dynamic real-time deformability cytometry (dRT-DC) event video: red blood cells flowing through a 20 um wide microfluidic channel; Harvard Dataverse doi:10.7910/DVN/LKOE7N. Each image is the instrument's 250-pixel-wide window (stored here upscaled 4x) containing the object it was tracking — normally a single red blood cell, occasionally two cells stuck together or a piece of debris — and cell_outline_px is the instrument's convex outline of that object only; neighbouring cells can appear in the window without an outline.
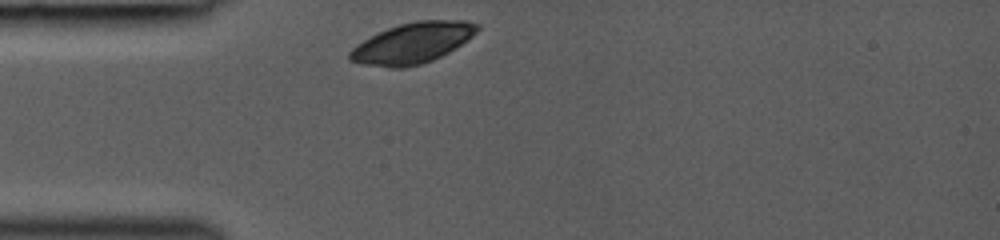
{"species": "common noctule bat (a hibernating species)", "species_latin": "Nyctalus noctula", "temperature_condition": "room temperature", "stored_images_in_passage": 28, "camera_frame_rate_fps": 3000, "um_per_image_px": 0.085, "animal": {"sex": "female", "body_mass_g": 19.0, "forearm_length_mm": 53.3}, "frame": {"image": 1, "passage_image": 1, "time_ms": 0.0, "image_size_px": [1000, 240], "cell_outline_px": [[480, 28], [472, 36], [448, 52], [432, 60], [420, 64], [404, 68], [388, 68], [364, 64], [348, 60], [348, 52], [356, 44], [388, 28], [400, 24], [420, 20], [464, 20], [480, 24]], "centroid_in_image_um": [35.05, 3.66], "position_along_channel_um": 50.0, "area_um2": 30.0}}
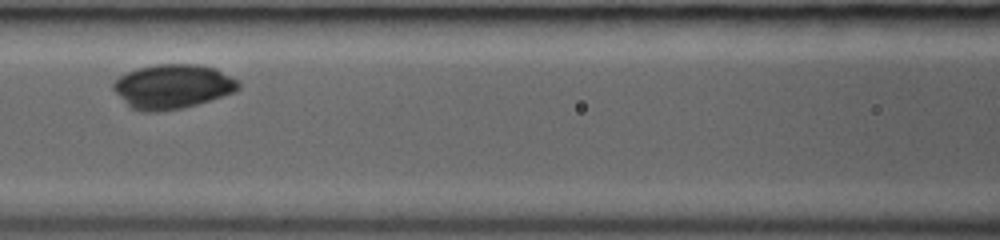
{"frame": {"image": 2, "passage_image": 9, "time_ms": 2.667, "image_size_px": [1000, 240], "cell_outline_px": [[240, 88], [232, 92], [184, 108], [160, 112], [144, 112], [132, 108], [112, 88], [112, 84], [120, 76], [128, 72], [140, 68], [160, 64], [196, 64], [216, 68], [236, 80], [240, 84]], "centroid_in_image_um": [14.66, 7.35], "position_along_channel_um": 151.9, "area_um2": 31.85}}
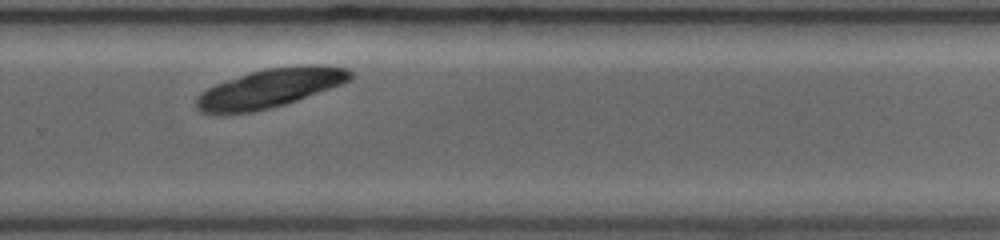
{"frame": {"image": 3, "passage_image": 20, "time_ms": 6.333, "image_size_px": [1000, 240], "cell_outline_px": [[352, 76], [348, 80], [340, 84], [296, 100], [284, 104], [252, 112], [200, 112], [196, 108], [196, 96], [200, 92], [216, 84], [252, 72], [268, 68], [300, 64], [320, 64], [348, 68], [352, 72]], "centroid_in_image_um": [22.97, 7.46], "position_along_channel_um": 306.8, "area_um2": 34.16}}